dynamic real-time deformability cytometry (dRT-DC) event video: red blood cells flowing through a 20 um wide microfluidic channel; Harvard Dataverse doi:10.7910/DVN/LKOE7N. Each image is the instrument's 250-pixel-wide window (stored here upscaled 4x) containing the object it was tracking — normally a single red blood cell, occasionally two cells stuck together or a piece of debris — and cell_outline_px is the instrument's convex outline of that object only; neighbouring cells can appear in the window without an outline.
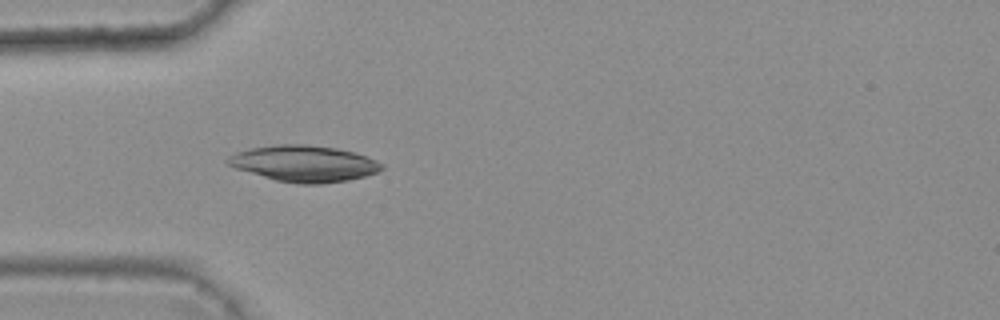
{"species": "common noctule bat (a hibernating species)", "species_latin": "Nyctalus noctula", "temperature_condition": "warm", "stored_images_in_passage": 3, "camera_frame_rate_fps": 3000, "um_per_image_px": 0.085, "animal": {"sex": "female", "body_mass_g": 25.1}, "frame": {"image": 1, "passage_image": 3, "time_ms": 0.667, "image_size_px": [1000, 320], "cell_outline_px": [[384, 168], [376, 172], [364, 176], [348, 180], [320, 184], [300, 184], [276, 180], [236, 168], [228, 164], [224, 160], [228, 156], [236, 152], [252, 148], [280, 144], [304, 144], [336, 148], [352, 152], [376, 160], [384, 164]], "centroid_in_image_um": [25.84, 13.9], "position_along_channel_um": 59.2, "area_um2": 32.19}}